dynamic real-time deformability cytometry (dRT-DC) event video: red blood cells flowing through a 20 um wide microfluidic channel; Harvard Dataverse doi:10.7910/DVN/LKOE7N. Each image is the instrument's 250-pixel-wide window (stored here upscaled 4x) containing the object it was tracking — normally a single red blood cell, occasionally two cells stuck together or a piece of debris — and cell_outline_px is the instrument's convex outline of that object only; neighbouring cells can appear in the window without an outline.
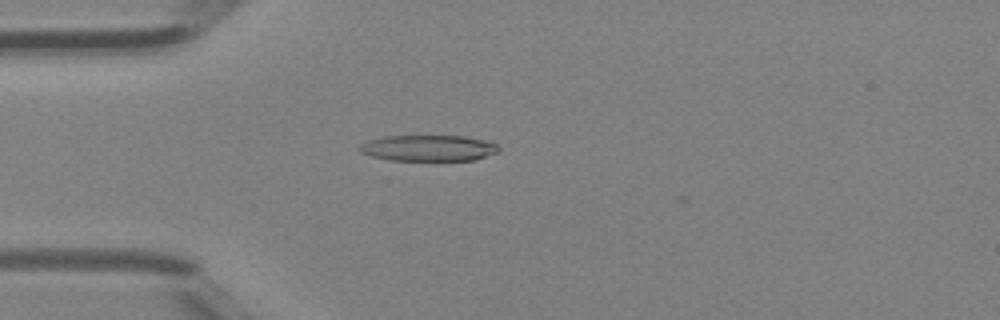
{"species": "Egyptian fruit bat (a non-hibernating species)", "species_latin": "Rousettus aegyptiacus", "temperature_condition": "room temperature", "stored_images_in_passage": 4, "camera_frame_rate_fps": 3000, "um_per_image_px": 0.085, "animal": {"sex": "female"}, "frame": {"image": 1, "passage_image": 4, "time_ms": 1.0, "image_size_px": [1000, 320], "cell_outline_px": [[500, 152], [476, 160], [388, 160], [372, 156], [360, 152], [356, 148], [360, 144], [368, 140], [384, 136], [464, 136], [484, 140], [496, 144], [500, 148]], "centroid_in_image_um": [36.41, 12.59], "position_along_channel_um": 48.6, "area_um2": 21.27}}